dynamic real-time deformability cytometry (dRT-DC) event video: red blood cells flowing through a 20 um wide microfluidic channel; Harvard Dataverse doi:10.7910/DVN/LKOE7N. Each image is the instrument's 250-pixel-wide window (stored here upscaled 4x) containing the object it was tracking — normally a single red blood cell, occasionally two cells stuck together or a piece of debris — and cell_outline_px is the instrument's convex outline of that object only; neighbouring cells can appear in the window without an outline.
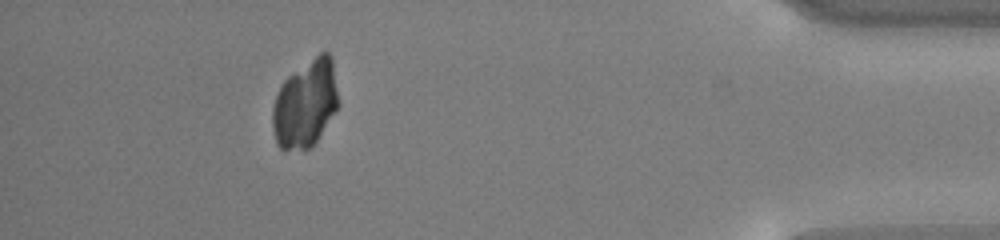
{"species": "common noctule bat (a hibernating species)", "species_latin": "Nyctalus noctula", "temperature_condition": "cold", "stored_images_in_passage": 54, "camera_frame_rate_fps": 3000, "um_per_image_px": 0.085, "animal": {"sex": "male", "body_mass_g": 13.0, "forearm_length_mm": 53.1}, "frame": {"image": 1, "passage_image": 49, "time_ms": 16.0, "image_size_px": [1000, 240], "cell_outline_px": [[336, 108], [316, 140], [308, 148], [284, 152], [276, 144], [272, 124], [272, 108], [276, 96], [284, 80], [288, 76], [320, 52], [328, 52], [332, 56], [336, 92]], "centroid_in_image_um": [25.9, 8.83], "position_along_channel_um": 409.3, "area_um2": 32.89}}